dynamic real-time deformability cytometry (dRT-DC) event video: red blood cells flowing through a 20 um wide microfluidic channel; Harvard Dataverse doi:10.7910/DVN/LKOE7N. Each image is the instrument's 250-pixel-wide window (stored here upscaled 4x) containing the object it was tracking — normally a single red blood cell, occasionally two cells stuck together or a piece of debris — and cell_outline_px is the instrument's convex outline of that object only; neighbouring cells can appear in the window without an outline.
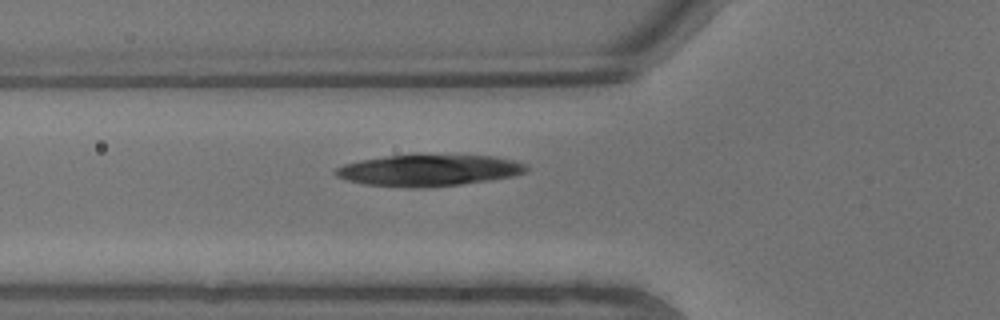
{"species": "common noctule bat (a hibernating species)", "species_latin": "Nyctalus noctula", "temperature_condition": "warm", "stored_images_in_passage": 5, "camera_frame_rate_fps": 3000, "um_per_image_px": 0.085, "animal": {"sex": "male", "body_mass_g": 13.3}, "frame": {"image": 1, "passage_image": 5, "time_ms": 1.333, "image_size_px": [1000, 320], "cell_outline_px": [[528, 168], [524, 172], [512, 176], [488, 180], [460, 184], [424, 188], [412, 188], [364, 184], [344, 180], [336, 176], [332, 172], [336, 168], [344, 164], [360, 160], [412, 152], [492, 156], [512, 160], [524, 164]], "centroid_in_image_um": [36.36, 14.44], "position_along_channel_um": 89.4, "area_um2": 35.95}}